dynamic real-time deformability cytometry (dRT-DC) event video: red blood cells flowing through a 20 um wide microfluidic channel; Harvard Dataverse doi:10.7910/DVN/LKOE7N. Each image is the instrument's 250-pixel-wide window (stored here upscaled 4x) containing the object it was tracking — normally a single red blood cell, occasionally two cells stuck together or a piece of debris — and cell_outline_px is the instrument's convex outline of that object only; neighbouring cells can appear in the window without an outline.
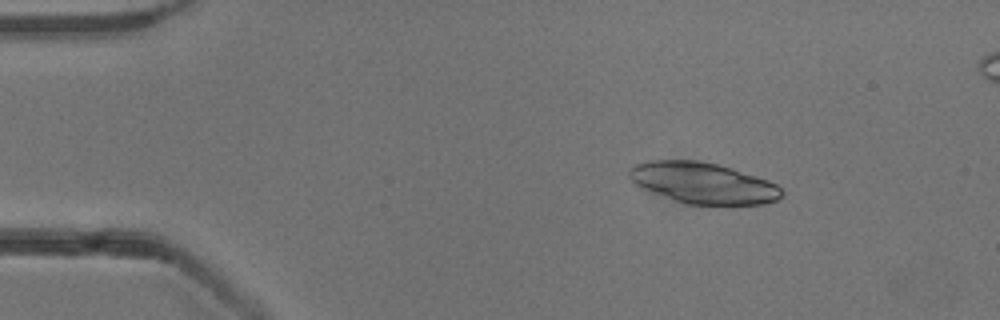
{"species": "common noctule bat (a hibernating species)", "species_latin": "Nyctalus noctula", "temperature_condition": "cold", "stored_images_in_passage": 53, "camera_frame_rate_fps": 3000, "um_per_image_px": 0.085, "animal": {"sex": "male", "body_mass_g": 13.3}, "frame": {"image": 1, "passage_image": 8, "time_ms": 2.333, "image_size_px": [1000, 320], "cell_outline_px": [[784, 196], [776, 200], [764, 204], [688, 204], [676, 200], [644, 188], [636, 184], [628, 176], [628, 168], [632, 164], [648, 160], [696, 160], [716, 164], [732, 168], [768, 180], [776, 184], [784, 192]], "centroid_in_image_um": [59.76, 15.54], "position_along_channel_um": 25.2, "area_um2": 36.24}}